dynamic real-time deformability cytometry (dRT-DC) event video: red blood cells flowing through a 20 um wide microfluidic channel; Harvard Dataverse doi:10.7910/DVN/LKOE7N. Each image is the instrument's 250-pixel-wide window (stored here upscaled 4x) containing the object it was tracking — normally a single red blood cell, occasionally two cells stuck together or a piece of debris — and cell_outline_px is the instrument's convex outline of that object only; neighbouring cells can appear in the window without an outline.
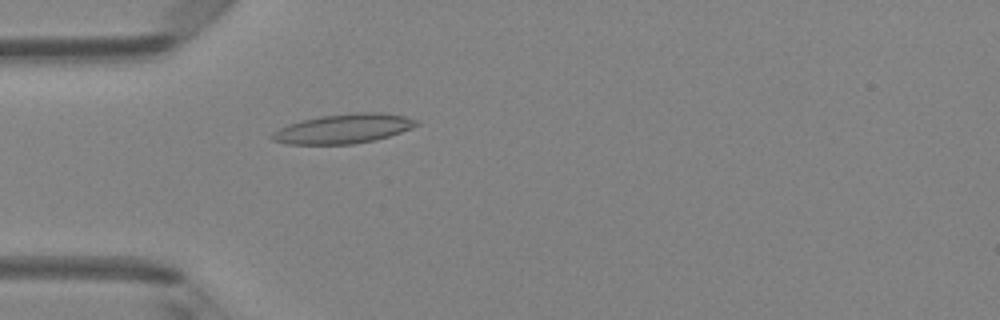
{"species": "Egyptian fruit bat (a non-hibernating species)", "species_latin": "Rousettus aegyptiacus", "temperature_condition": "room temperature", "stored_images_in_passage": 49, "camera_frame_rate_fps": 3000, "um_per_image_px": 0.085, "animal": {"sex": "female"}, "frame": {"image": 1, "passage_image": 15, "time_ms": 4.667, "image_size_px": [1000, 320], "cell_outline_px": [[420, 124], [412, 128], [388, 136], [372, 140], [352, 144], [288, 144], [272, 140], [268, 136], [272, 132], [288, 124], [320, 116], [356, 112], [380, 112], [404, 116], [420, 120]], "centroid_in_image_um": [29.2, 10.93], "position_along_channel_um": 55.8, "area_um2": 24.74}}
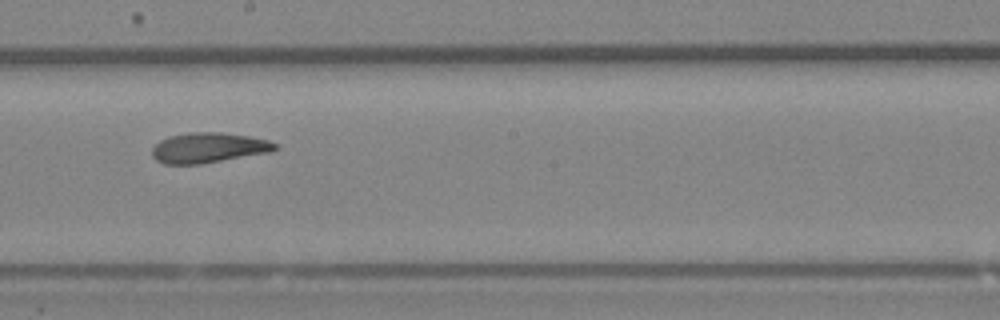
{"frame": {"image": 2, "passage_image": 28, "time_ms": 9.0, "image_size_px": [1000, 320], "cell_outline_px": [[280, 148], [272, 152], [200, 164], [164, 164], [156, 160], [152, 156], [152, 148], [160, 140], [168, 136], [192, 132], [220, 132], [248, 136], [268, 140], [276, 144]], "centroid_in_image_um": [17.73, 12.56], "position_along_channel_um": 230.5, "area_um2": 21.73}}
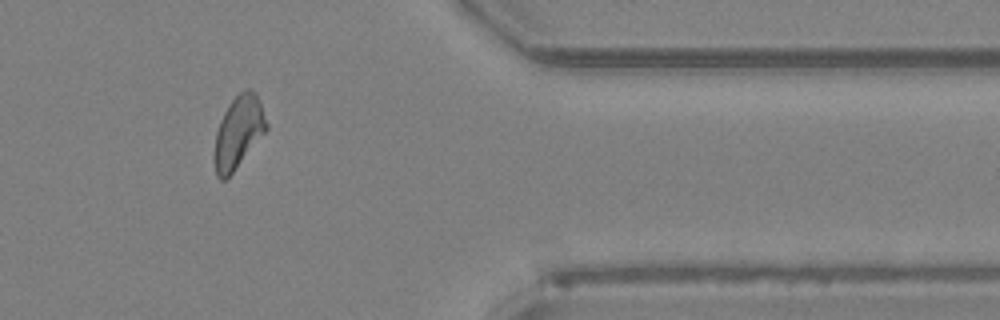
{"frame": {"image": 3, "passage_image": 41, "time_ms": 13.333, "image_size_px": [1000, 320], "cell_outline_px": [[268, 128], [232, 172], [224, 180], [220, 180], [216, 176], [216, 132], [220, 120], [228, 104], [240, 92], [248, 88], [256, 92], [268, 124]], "centroid_in_image_um": [20.28, 11.18], "position_along_channel_um": 391.1, "area_um2": 21.15}, "authors_computed_cell_mechanics": {"area_um2": 21.7328, "velocity_mm_per_s": 4.1756, "shape_relaxation_time_tau1_ms": 7.3051, "shape_relaxation_time_tau2_ms": 2.9552, "deformation_change_tau1": 0.1972, "deformation_change_tau2": 0.1195}}